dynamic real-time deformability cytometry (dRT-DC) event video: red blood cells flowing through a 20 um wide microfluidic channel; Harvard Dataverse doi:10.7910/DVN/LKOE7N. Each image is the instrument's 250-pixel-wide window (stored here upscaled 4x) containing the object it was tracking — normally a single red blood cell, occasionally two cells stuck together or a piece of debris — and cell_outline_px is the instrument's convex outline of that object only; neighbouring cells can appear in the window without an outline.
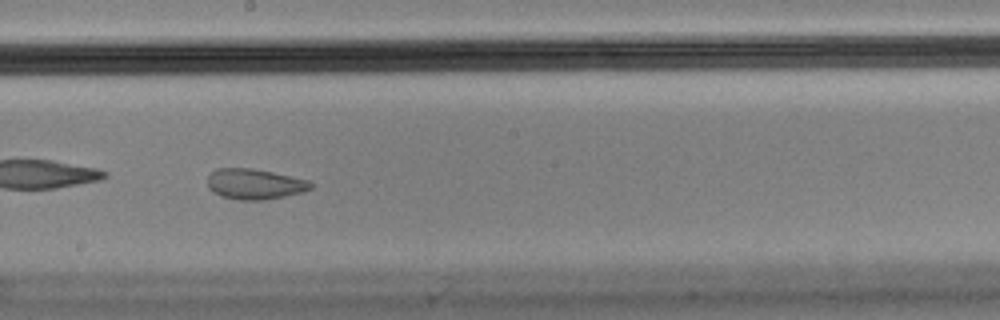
{"species": "Egyptian fruit bat (a non-hibernating species)", "species_latin": "Rousettus aegyptiacus", "temperature_condition": "cold", "stored_images_in_passage": 42, "camera_frame_rate_fps": 3000, "um_per_image_px": 0.085, "animal": {"sex": "male"}, "frame": {"image": 1, "passage_image": 19, "time_ms": 6.0, "image_size_px": [1000, 320], "cell_outline_px": [[312, 188], [304, 192], [264, 200], [240, 200], [220, 196], [212, 192], [208, 188], [208, 176], [216, 168], [252, 168], [272, 172], [308, 180], [312, 184]], "centroid_in_image_um": [21.62, 15.65], "position_along_channel_um": 226.6, "area_um2": 18.38}}